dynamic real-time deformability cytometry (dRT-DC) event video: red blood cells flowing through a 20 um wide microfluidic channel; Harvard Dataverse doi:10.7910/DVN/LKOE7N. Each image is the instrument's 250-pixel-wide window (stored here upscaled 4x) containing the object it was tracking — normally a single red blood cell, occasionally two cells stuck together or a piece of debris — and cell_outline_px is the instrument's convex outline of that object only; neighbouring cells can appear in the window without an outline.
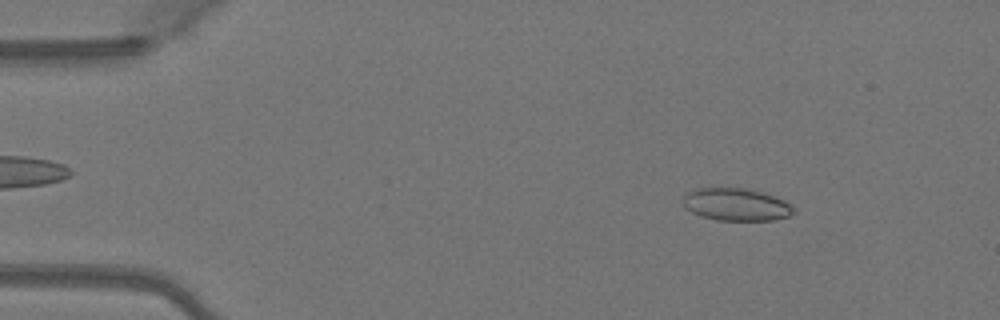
{"species": "Egyptian fruit bat (a non-hibernating species)", "species_latin": "Rousettus aegyptiacus", "temperature_condition": "warm", "stored_images_in_passage": 49, "camera_frame_rate_fps": 3000, "um_per_image_px": 0.085, "animal": {"sex": "female"}, "frame": {"image": 1, "passage_image": 6, "time_ms": 1.667, "image_size_px": [1000, 320], "cell_outline_px": [[796, 212], [788, 216], [772, 220], [716, 220], [700, 216], [684, 208], [684, 196], [688, 192], [700, 188], [744, 188], [760, 192], [784, 200], [792, 204], [796, 208]], "centroid_in_image_um": [62.6, 17.39], "position_along_channel_um": 22.4, "area_um2": 20.87}}
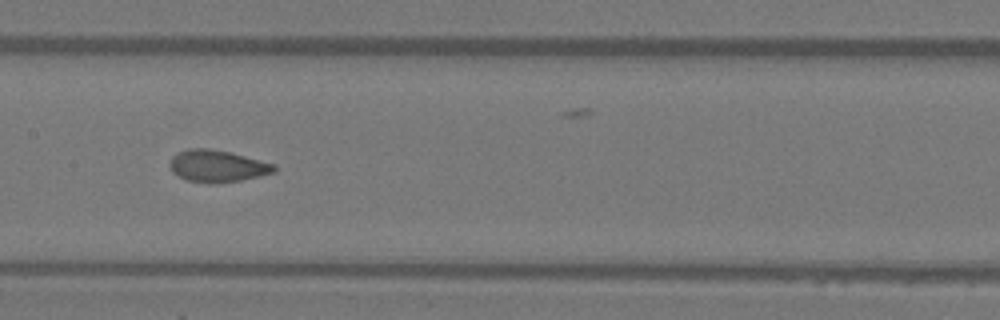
{"frame": {"image": 2, "passage_image": 24, "time_ms": 7.667, "image_size_px": [1000, 320], "cell_outline_px": [[276, 172], [260, 176], [240, 180], [212, 184], [188, 180], [172, 172], [168, 164], [172, 156], [188, 148], [208, 148], [232, 152], [276, 164]], "centroid_in_image_um": [18.49, 14.1], "position_along_channel_um": 188.9, "area_um2": 19.59}}
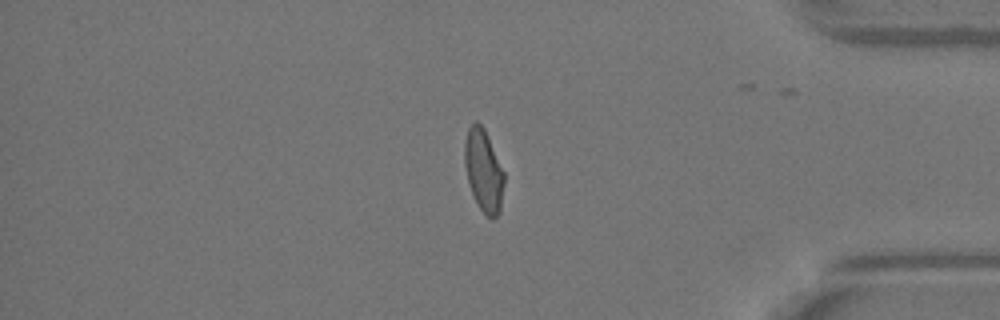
{"frame": {"image": 3, "passage_image": 41, "time_ms": 13.333, "image_size_px": [1000, 320], "cell_outline_px": [[504, 184], [500, 212], [492, 220], [480, 208], [468, 184], [464, 164], [464, 144], [468, 128], [476, 120], [484, 128], [504, 172]], "centroid_in_image_um": [41.1, 14.49], "position_along_channel_um": 394.1, "area_um2": 18.84}, "authors_computed_cell_mechanics": {"area_um2": 19.3052, "velocity_mm_per_s": 4.0995, "shape_relaxation_time_tau1_ms": null, "shape_relaxation_time_tau2_ms": 1.0123, "deformation_change_tau1": null, "deformation_change_tau2": 0.0633}}